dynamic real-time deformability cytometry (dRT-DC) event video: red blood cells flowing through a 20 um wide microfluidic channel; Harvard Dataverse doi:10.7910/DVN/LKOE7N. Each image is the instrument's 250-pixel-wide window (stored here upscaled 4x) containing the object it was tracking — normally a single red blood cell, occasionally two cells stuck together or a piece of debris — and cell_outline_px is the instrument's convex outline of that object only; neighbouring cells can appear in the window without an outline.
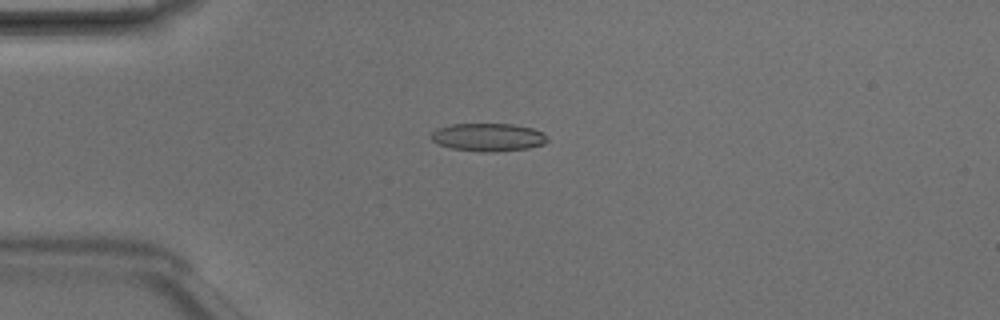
{"species": "Egyptian fruit bat (a non-hibernating species)", "species_latin": "Rousettus aegyptiacus", "temperature_condition": "room temperature", "stored_images_in_passage": 5, "camera_frame_rate_fps": 3000, "um_per_image_px": 0.085, "animal": {"sex": "male"}, "frame": {"image": 1, "passage_image": 3, "time_ms": 0.667, "image_size_px": [1000, 320], "cell_outline_px": [[548, 140], [544, 144], [528, 148], [496, 152], [480, 152], [452, 148], [440, 144], [432, 140], [432, 132], [436, 128], [452, 124], [512, 124], [532, 128], [544, 132], [548, 136]], "centroid_in_image_um": [41.53, 11.66], "position_along_channel_um": 43.5, "area_um2": 19.02}}